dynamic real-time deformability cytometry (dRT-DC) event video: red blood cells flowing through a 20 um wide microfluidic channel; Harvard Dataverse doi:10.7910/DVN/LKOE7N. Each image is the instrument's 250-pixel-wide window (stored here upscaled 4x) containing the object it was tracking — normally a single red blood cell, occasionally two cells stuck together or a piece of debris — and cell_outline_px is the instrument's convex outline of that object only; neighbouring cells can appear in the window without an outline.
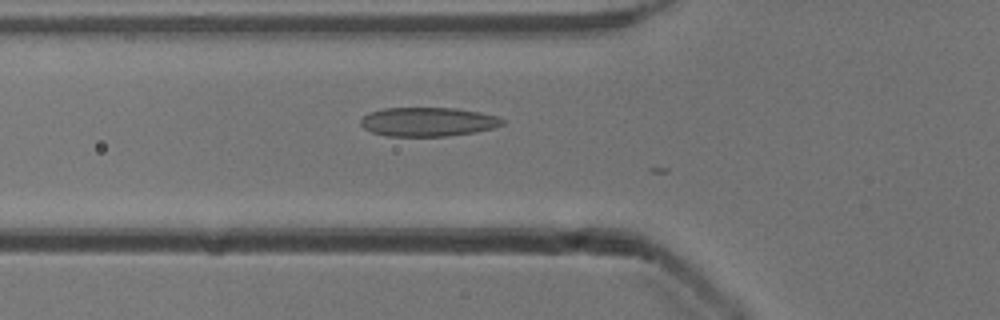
{"species": "common noctule bat (a hibernating species)", "species_latin": "Nyctalus noctula", "temperature_condition": "cold", "stored_images_in_passage": 5, "camera_frame_rate_fps": 3000, "um_per_image_px": 0.085, "animal": {"sex": "male", "body_mass_g": 13.3}, "frame": {"image": 1, "passage_image": 2, "time_ms": 0.333, "image_size_px": [1000, 320], "cell_outline_px": [[504, 124], [492, 128], [476, 132], [448, 136], [388, 136], [372, 132], [364, 128], [360, 124], [360, 120], [368, 112], [384, 108], [456, 108], [480, 112], [500, 116], [504, 120]], "centroid_in_image_um": [36.39, 10.35], "position_along_channel_um": 89.4, "area_um2": 24.1}}